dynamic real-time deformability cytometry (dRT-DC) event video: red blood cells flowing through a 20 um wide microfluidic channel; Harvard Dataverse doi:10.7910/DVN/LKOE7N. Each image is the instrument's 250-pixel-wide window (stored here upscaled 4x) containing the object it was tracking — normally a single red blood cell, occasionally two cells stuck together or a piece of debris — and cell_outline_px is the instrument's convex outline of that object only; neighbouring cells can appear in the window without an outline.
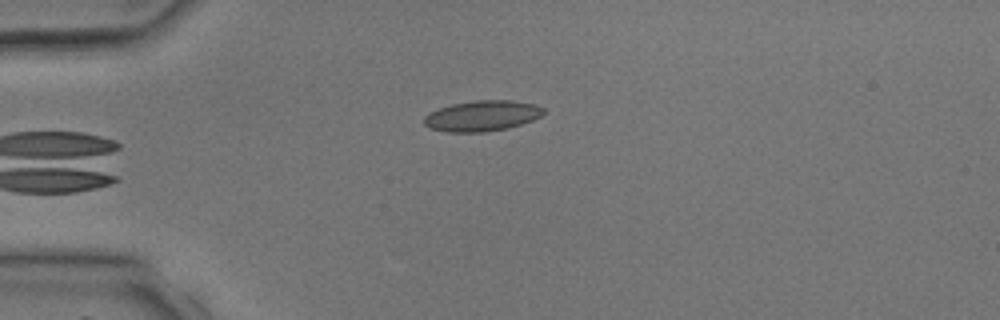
{"species": "common noctule bat (a hibernating species)", "species_latin": "Nyctalus noctula", "temperature_condition": "room temperature", "stored_images_in_passage": 4, "camera_frame_rate_fps": 3000, "um_per_image_px": 0.085, "animal": {"sex": "male", "body_mass_g": 17.9, "forearm_length_mm": 54.2}, "frame": {"image": 1, "passage_image": 3, "time_ms": 3.667, "image_size_px": [1000, 320], "cell_outline_px": [[544, 112], [540, 116], [532, 120], [508, 128], [484, 132], [448, 132], [428, 128], [424, 124], [424, 116], [440, 108], [452, 104], [476, 100], [512, 100], [536, 104], [544, 108]], "centroid_in_image_um": [40.98, 9.85], "position_along_channel_um": 44.0, "area_um2": 21.27}}